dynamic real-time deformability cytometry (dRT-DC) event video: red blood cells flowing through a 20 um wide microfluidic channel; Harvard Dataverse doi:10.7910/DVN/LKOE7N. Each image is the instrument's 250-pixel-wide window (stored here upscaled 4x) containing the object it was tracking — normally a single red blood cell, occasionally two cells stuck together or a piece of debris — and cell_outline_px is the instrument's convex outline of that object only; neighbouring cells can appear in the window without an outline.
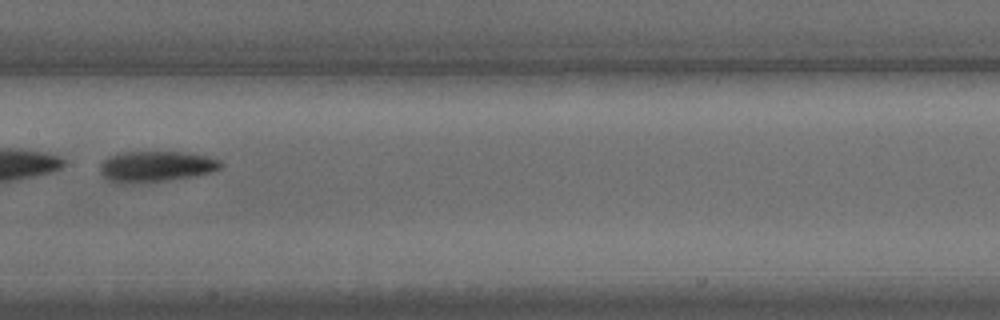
{"species": "common noctule bat (a hibernating species)", "species_latin": "Nyctalus noctula", "temperature_condition": "warm", "stored_images_in_passage": 25, "camera_frame_rate_fps": 3000, "um_per_image_px": 0.085, "animal": {"sex": "male", "body_mass_g": 15.6}, "frame": {"image": 1, "passage_image": 8, "time_ms": 2.333, "image_size_px": [1000, 320], "cell_outline_px": [[224, 164], [220, 168], [212, 172], [196, 176], [168, 180], [120, 184], [108, 180], [100, 172], [100, 164], [108, 156], [120, 152], [184, 152], [204, 156], [220, 160]], "centroid_in_image_um": [13.24, 14.15], "position_along_channel_um": 194.2, "area_um2": 21.73}}
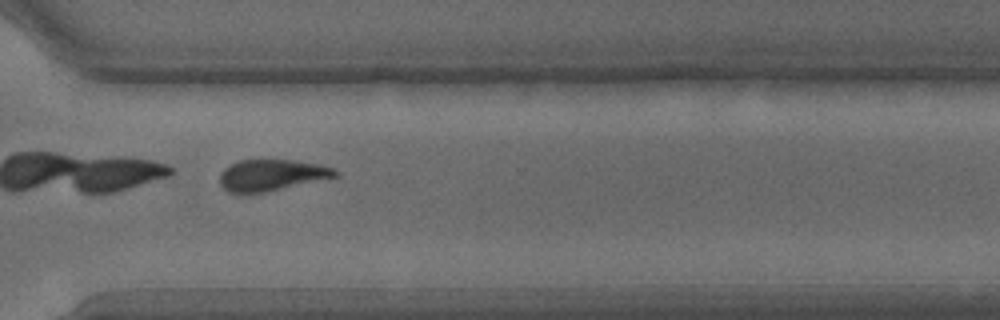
{"frame": {"image": 2, "passage_image": 17, "time_ms": 5.333, "image_size_px": [1000, 320], "cell_outline_px": [[340, 176], [264, 192], [228, 192], [220, 184], [220, 172], [224, 168], [240, 160], [296, 160], [320, 164], [332, 168], [340, 172]], "centroid_in_image_um": [23.12, 14.87], "position_along_channel_um": 347.5, "area_um2": 20.92}}